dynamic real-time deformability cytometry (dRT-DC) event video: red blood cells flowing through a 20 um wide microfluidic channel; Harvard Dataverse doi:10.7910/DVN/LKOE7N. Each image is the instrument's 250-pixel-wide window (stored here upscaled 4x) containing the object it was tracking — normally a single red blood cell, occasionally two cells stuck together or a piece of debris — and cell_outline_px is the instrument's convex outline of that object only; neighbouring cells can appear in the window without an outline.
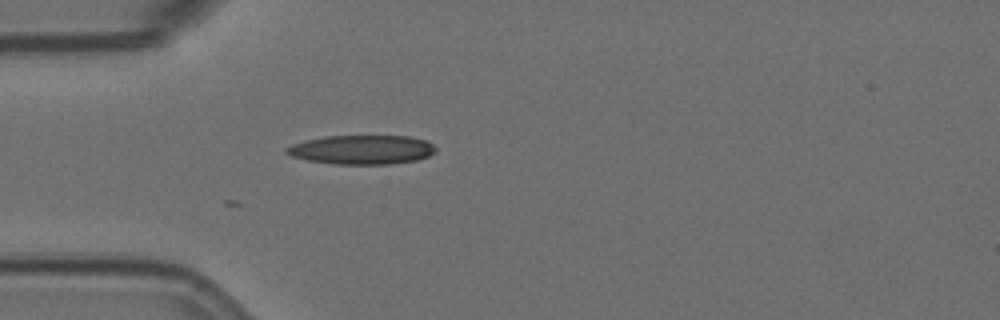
{"species": "Egyptian fruit bat (a non-hibernating species)", "species_latin": "Rousettus aegyptiacus", "temperature_condition": "room temperature", "stored_images_in_passage": 3, "camera_frame_rate_fps": 3000, "um_per_image_px": 0.085, "animal": {"sex": "female"}, "frame": {"image": 1, "passage_image": 3, "time_ms": 0.667, "image_size_px": [1000, 320], "cell_outline_px": [[436, 152], [428, 156], [416, 160], [392, 164], [332, 164], [308, 160], [292, 156], [284, 152], [284, 148], [292, 144], [304, 140], [324, 136], [412, 136], [428, 140], [436, 148]], "centroid_in_image_um": [30.76, 12.72], "position_along_channel_um": 54.2, "area_um2": 25.61}}